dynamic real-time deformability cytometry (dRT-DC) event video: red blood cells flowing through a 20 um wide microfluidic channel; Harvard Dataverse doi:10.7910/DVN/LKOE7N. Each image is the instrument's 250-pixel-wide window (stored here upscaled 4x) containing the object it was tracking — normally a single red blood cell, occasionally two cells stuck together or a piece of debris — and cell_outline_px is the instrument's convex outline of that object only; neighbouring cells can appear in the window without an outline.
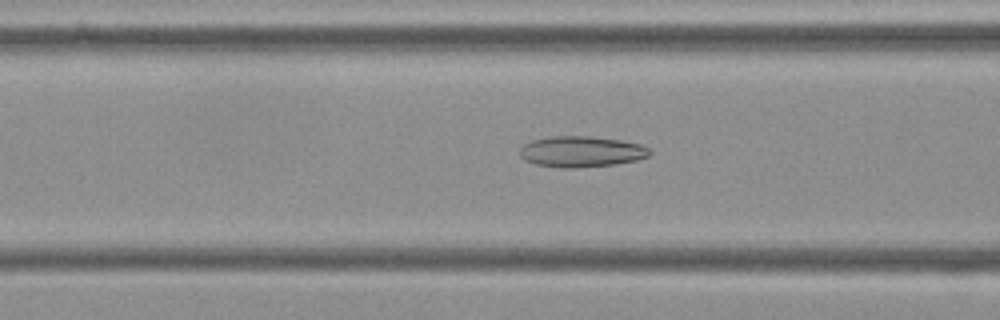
{"species": "Egyptian fruit bat (a non-hibernating species)", "species_latin": "Rousettus aegyptiacus", "temperature_condition": "cold", "stored_images_in_passage": 55, "camera_frame_rate_fps": 3000, "um_per_image_px": 0.085, "frame": {"image": 1, "passage_image": 21, "time_ms": 6.667, "image_size_px": [1000, 320], "cell_outline_px": [[652, 152], [648, 156], [636, 160], [616, 164], [576, 168], [560, 168], [536, 164], [524, 160], [520, 156], [520, 148], [524, 144], [532, 140], [552, 136], [588, 136], [620, 140], [640, 144], [648, 148]], "centroid_in_image_um": [49.39, 12.89], "position_along_channel_um": 117.2, "area_um2": 23.41}}
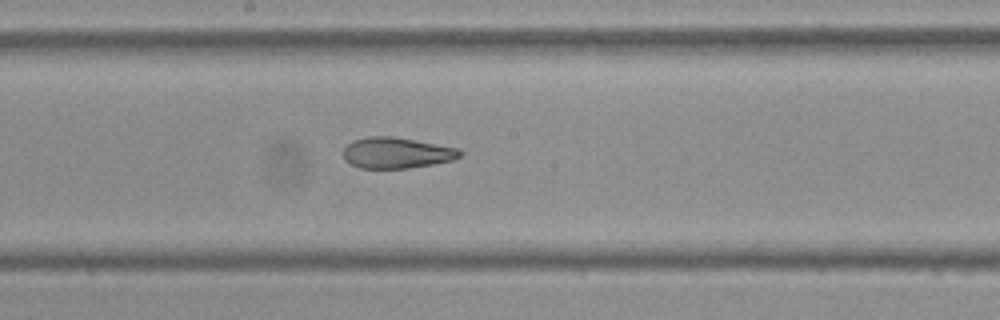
{"frame": {"image": 2, "passage_image": 29, "time_ms": 9.333, "image_size_px": [1000, 320], "cell_outline_px": [[464, 152], [460, 156], [452, 160], [432, 164], [408, 168], [360, 168], [344, 160], [340, 152], [352, 140], [368, 136], [392, 136], [460, 148]], "centroid_in_image_um": [33.68, 12.98], "position_along_channel_um": 214.5, "area_um2": 21.21}}
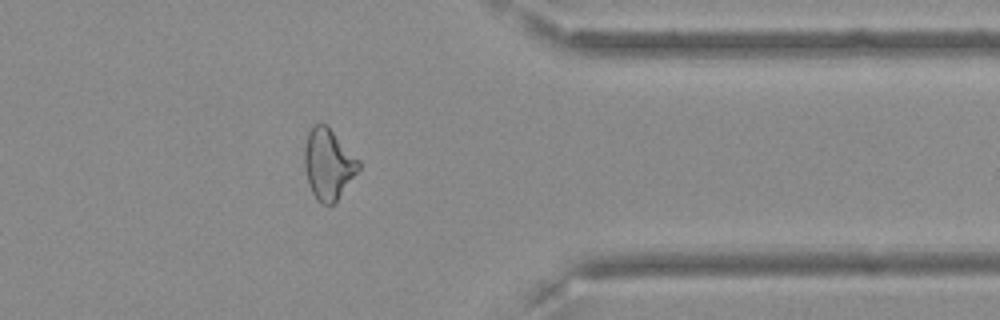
{"frame": {"image": 3, "passage_image": 44, "time_ms": 14.333, "image_size_px": [1000, 320], "cell_outline_px": [[360, 168], [336, 200], [332, 204], [320, 204], [316, 200], [308, 184], [304, 168], [304, 144], [308, 132], [312, 124], [328, 124], [360, 160]], "centroid_in_image_um": [27.88, 13.9], "position_along_channel_um": 383.5, "area_um2": 22.6}, "authors_computed_cell_mechanics": {"area_um2": 23.8136, "velocity_mm_per_s": 3.6368, "shape_relaxation_time_tau1_ms": 11.2911, "shape_relaxation_time_tau2_ms": 2.4149, "deformation_change_tau1": 0.2216, "deformation_change_tau2": 0.1049}}